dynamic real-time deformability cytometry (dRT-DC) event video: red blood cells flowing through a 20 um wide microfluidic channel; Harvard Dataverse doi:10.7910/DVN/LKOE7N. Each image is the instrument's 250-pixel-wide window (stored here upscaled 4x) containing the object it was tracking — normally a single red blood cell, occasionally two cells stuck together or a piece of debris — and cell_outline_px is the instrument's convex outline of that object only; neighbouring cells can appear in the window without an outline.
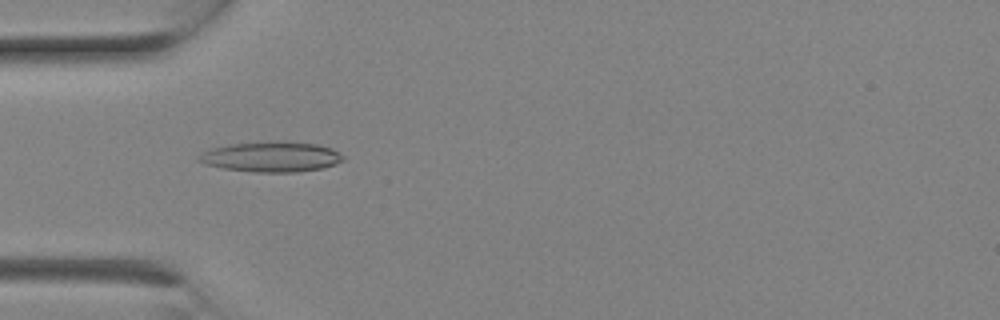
{"species": "Egyptian fruit bat (a non-hibernating species)", "species_latin": "Rousettus aegyptiacus", "temperature_condition": "room temperature", "stored_images_in_passage": 2, "camera_frame_rate_fps": 3000, "um_per_image_px": 0.085, "animal": {"sex": "female"}, "frame": {"image": 1, "passage_image": 2, "time_ms": 0.333, "image_size_px": [1000, 320], "cell_outline_px": [[344, 160], [336, 164], [324, 168], [296, 172], [256, 172], [224, 168], [204, 164], [196, 160], [196, 156], [212, 148], [228, 144], [272, 140], [288, 140], [320, 144], [332, 148], [344, 156]], "centroid_in_image_um": [23.09, 13.3], "position_along_channel_um": 61.9, "area_um2": 26.07}}